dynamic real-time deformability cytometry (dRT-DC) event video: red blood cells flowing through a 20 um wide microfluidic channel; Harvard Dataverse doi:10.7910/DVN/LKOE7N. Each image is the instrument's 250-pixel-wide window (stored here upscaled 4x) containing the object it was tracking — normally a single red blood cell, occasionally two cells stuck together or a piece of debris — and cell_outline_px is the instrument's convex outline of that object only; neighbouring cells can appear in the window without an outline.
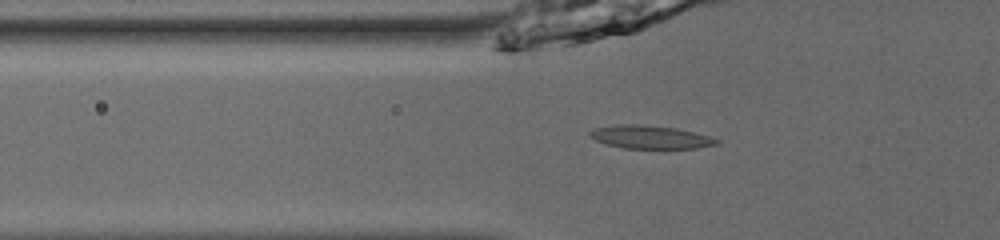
{"species": "common noctule bat (a hibernating species)", "species_latin": "Nyctalus noctula", "temperature_condition": "room temperature", "stored_images_in_passage": 36, "camera_frame_rate_fps": 3000, "um_per_image_px": 0.085, "animal": {"sex": "male", "body_mass_g": 13.0, "forearm_length_mm": 53.1}, "frame": {"image": 1, "passage_image": 3, "time_ms": 0.667, "image_size_px": [1000, 240], "cell_outline_px": [[720, 144], [696, 148], [624, 148], [608, 144], [596, 140], [588, 136], [588, 132], [596, 128], [620, 124], [640, 124], [676, 128], [708, 136], [720, 140]], "centroid_in_image_um": [55.28, 11.65], "position_along_channel_um": 70.5, "area_um2": 16.94}}
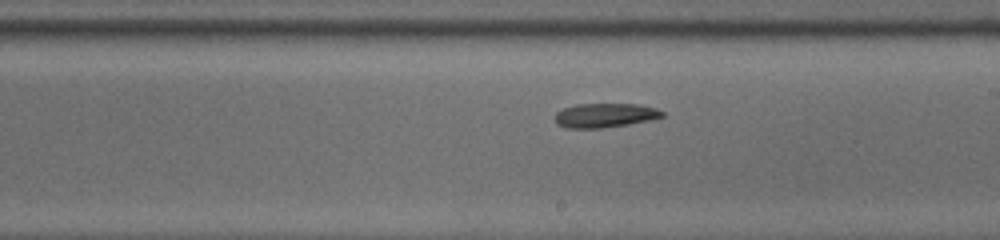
{"frame": {"image": 2, "passage_image": 16, "time_ms": 5.0, "image_size_px": [1000, 240], "cell_outline_px": [[664, 116], [652, 120], [628, 124], [600, 128], [568, 128], [556, 124], [556, 112], [564, 108], [576, 104], [640, 104], [656, 108], [664, 112]], "centroid_in_image_um": [51.45, 9.8], "position_along_channel_um": 237.6, "area_um2": 15.14}}
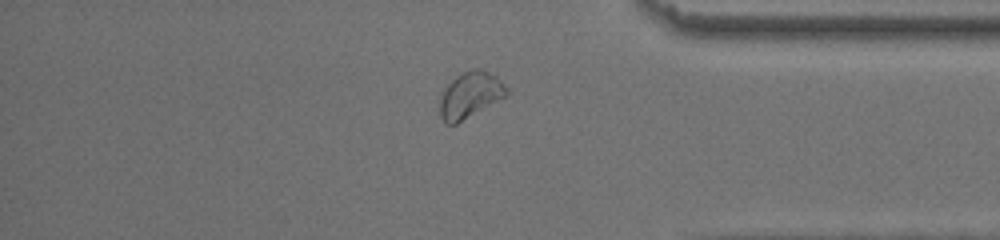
{"frame": {"image": 3, "passage_image": 29, "time_ms": 9.333, "image_size_px": [1000, 240], "cell_outline_px": [[508, 96], [456, 124], [444, 124], [440, 116], [440, 100], [444, 88], [456, 76], [472, 68], [480, 68], [496, 76], [508, 88]], "centroid_in_image_um": [39.98, 8.08], "position_along_channel_um": 395.2, "area_um2": 18.03}, "authors_computed_cell_mechanics": {"area_um2": 16.1262, "velocity_mm_per_s": 3.8719, "shape_relaxation_time_tau1_ms": 3.7955, "shape_relaxation_time_tau2_ms": null, "deformation_change_tau1": 0.0549, "deformation_change_tau2": null}}